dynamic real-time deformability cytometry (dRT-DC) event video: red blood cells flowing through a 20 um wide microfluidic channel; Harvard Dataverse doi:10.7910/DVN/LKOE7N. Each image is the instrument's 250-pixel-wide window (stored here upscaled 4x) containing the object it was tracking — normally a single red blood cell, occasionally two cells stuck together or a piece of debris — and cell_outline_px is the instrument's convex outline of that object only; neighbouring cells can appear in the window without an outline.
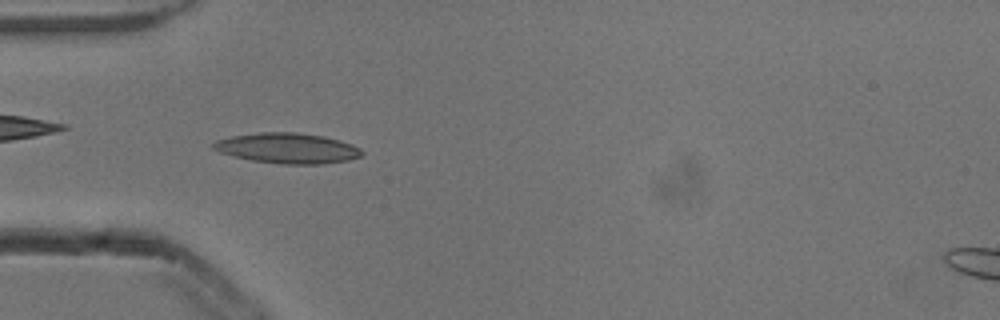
{"species": "common noctule bat (a hibernating species)", "species_latin": "Nyctalus noctula", "temperature_condition": "cold", "stored_images_in_passage": 8, "camera_frame_rate_fps": 3000, "um_per_image_px": 0.085, "animal": {"sex": "male", "body_mass_g": 13.3}, "frame": {"image": 1, "passage_image": 5, "time_ms": 1.333, "image_size_px": [1000, 320], "cell_outline_px": [[364, 152], [360, 156], [348, 160], [324, 164], [280, 164], [252, 160], [232, 156], [220, 152], [212, 148], [212, 144], [216, 140], [232, 136], [260, 132], [296, 132], [324, 136], [352, 144], [360, 148]], "centroid_in_image_um": [24.44, 12.6], "position_along_channel_um": 60.6, "area_um2": 26.3}}
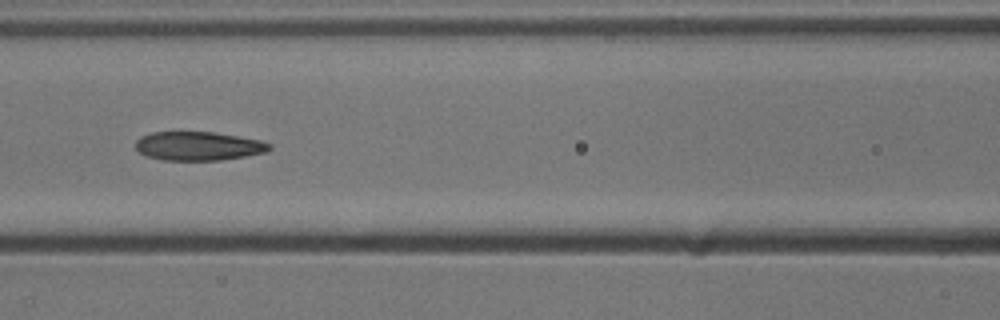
{"frame": {"image": 2, "passage_image": 7, "time_ms": 2.0, "image_size_px": [1000, 320], "cell_outline_px": [[272, 148], [268, 152], [220, 160], [160, 160], [148, 156], [140, 152], [136, 148], [136, 140], [140, 136], [152, 132], [216, 132], [260, 140], [272, 144]], "centroid_in_image_um": [16.88, 12.41], "position_along_channel_um": 149.7, "area_um2": 22.54}}
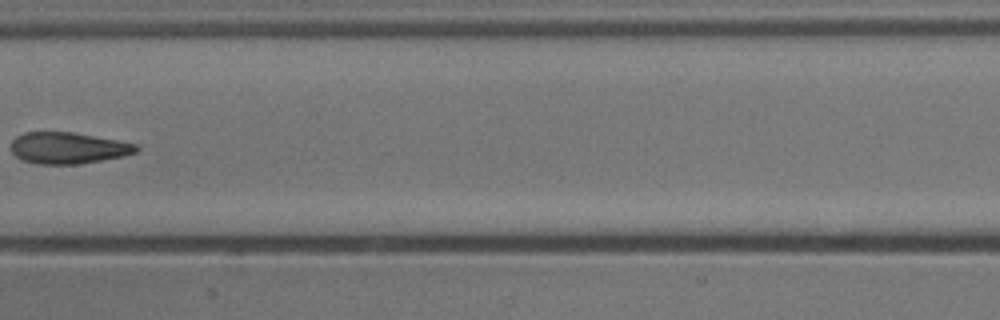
{"frame": {"image": 3, "passage_image": 8, "time_ms": 2.333, "image_size_px": [1000, 320], "cell_outline_px": [[140, 148], [136, 152], [124, 156], [76, 164], [36, 164], [24, 160], [16, 156], [12, 152], [12, 140], [16, 136], [24, 132], [72, 132], [116, 140], [136, 144]], "centroid_in_image_um": [5.77, 12.57], "position_along_channel_um": 201.6, "area_um2": 22.72}}